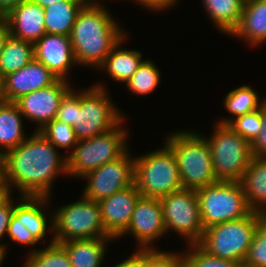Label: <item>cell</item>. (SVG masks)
I'll return each mask as SVG.
<instances>
[{
  "mask_svg": "<svg viewBox=\"0 0 266 267\" xmlns=\"http://www.w3.org/2000/svg\"><path fill=\"white\" fill-rule=\"evenodd\" d=\"M38 132L41 133V135H43L57 149L66 150L67 155L78 143L73 127L57 119H53L47 123Z\"/></svg>",
  "mask_w": 266,
  "mask_h": 267,
  "instance_id": "cell-32",
  "label": "cell"
},
{
  "mask_svg": "<svg viewBox=\"0 0 266 267\" xmlns=\"http://www.w3.org/2000/svg\"><path fill=\"white\" fill-rule=\"evenodd\" d=\"M183 253L160 249H144V267H180Z\"/></svg>",
  "mask_w": 266,
  "mask_h": 267,
  "instance_id": "cell-36",
  "label": "cell"
},
{
  "mask_svg": "<svg viewBox=\"0 0 266 267\" xmlns=\"http://www.w3.org/2000/svg\"><path fill=\"white\" fill-rule=\"evenodd\" d=\"M80 108V89L71 88L62 98L55 119L73 126L76 110Z\"/></svg>",
  "mask_w": 266,
  "mask_h": 267,
  "instance_id": "cell-37",
  "label": "cell"
},
{
  "mask_svg": "<svg viewBox=\"0 0 266 267\" xmlns=\"http://www.w3.org/2000/svg\"><path fill=\"white\" fill-rule=\"evenodd\" d=\"M4 180V162L3 157L0 155V183Z\"/></svg>",
  "mask_w": 266,
  "mask_h": 267,
  "instance_id": "cell-47",
  "label": "cell"
},
{
  "mask_svg": "<svg viewBox=\"0 0 266 267\" xmlns=\"http://www.w3.org/2000/svg\"><path fill=\"white\" fill-rule=\"evenodd\" d=\"M183 249V257L180 260V267H243V264L236 261L218 258L209 254L199 244L186 245Z\"/></svg>",
  "mask_w": 266,
  "mask_h": 267,
  "instance_id": "cell-31",
  "label": "cell"
},
{
  "mask_svg": "<svg viewBox=\"0 0 266 267\" xmlns=\"http://www.w3.org/2000/svg\"><path fill=\"white\" fill-rule=\"evenodd\" d=\"M124 122L109 132L78 140L74 149L66 155L68 176L80 180L103 164L121 157L130 148V130L123 127Z\"/></svg>",
  "mask_w": 266,
  "mask_h": 267,
  "instance_id": "cell-5",
  "label": "cell"
},
{
  "mask_svg": "<svg viewBox=\"0 0 266 267\" xmlns=\"http://www.w3.org/2000/svg\"><path fill=\"white\" fill-rule=\"evenodd\" d=\"M28 253L22 267H71L65 249L54 242L53 236L47 247L44 245V248Z\"/></svg>",
  "mask_w": 266,
  "mask_h": 267,
  "instance_id": "cell-30",
  "label": "cell"
},
{
  "mask_svg": "<svg viewBox=\"0 0 266 267\" xmlns=\"http://www.w3.org/2000/svg\"><path fill=\"white\" fill-rule=\"evenodd\" d=\"M34 59L41 62L58 79H68L71 69L78 67L70 36L45 33L34 43ZM69 74V75H68Z\"/></svg>",
  "mask_w": 266,
  "mask_h": 267,
  "instance_id": "cell-15",
  "label": "cell"
},
{
  "mask_svg": "<svg viewBox=\"0 0 266 267\" xmlns=\"http://www.w3.org/2000/svg\"><path fill=\"white\" fill-rule=\"evenodd\" d=\"M206 138L210 145L213 171L218 181H240L252 159L251 144L227 124L213 125Z\"/></svg>",
  "mask_w": 266,
  "mask_h": 267,
  "instance_id": "cell-9",
  "label": "cell"
},
{
  "mask_svg": "<svg viewBox=\"0 0 266 267\" xmlns=\"http://www.w3.org/2000/svg\"><path fill=\"white\" fill-rule=\"evenodd\" d=\"M240 183L251 211L266 215V158L253 156Z\"/></svg>",
  "mask_w": 266,
  "mask_h": 267,
  "instance_id": "cell-22",
  "label": "cell"
},
{
  "mask_svg": "<svg viewBox=\"0 0 266 267\" xmlns=\"http://www.w3.org/2000/svg\"><path fill=\"white\" fill-rule=\"evenodd\" d=\"M70 82L58 79L54 84L24 94L14 101L25 121L37 125L34 131H40L55 119L62 98L73 87Z\"/></svg>",
  "mask_w": 266,
  "mask_h": 267,
  "instance_id": "cell-14",
  "label": "cell"
},
{
  "mask_svg": "<svg viewBox=\"0 0 266 267\" xmlns=\"http://www.w3.org/2000/svg\"><path fill=\"white\" fill-rule=\"evenodd\" d=\"M243 267H266V215L258 222Z\"/></svg>",
  "mask_w": 266,
  "mask_h": 267,
  "instance_id": "cell-34",
  "label": "cell"
},
{
  "mask_svg": "<svg viewBox=\"0 0 266 267\" xmlns=\"http://www.w3.org/2000/svg\"><path fill=\"white\" fill-rule=\"evenodd\" d=\"M161 71L151 59H145L137 71L124 85L128 92L136 96H146L157 90L161 83Z\"/></svg>",
  "mask_w": 266,
  "mask_h": 267,
  "instance_id": "cell-29",
  "label": "cell"
},
{
  "mask_svg": "<svg viewBox=\"0 0 266 267\" xmlns=\"http://www.w3.org/2000/svg\"><path fill=\"white\" fill-rule=\"evenodd\" d=\"M227 125H229L236 133H239L251 144L263 127L261 120V108L238 116Z\"/></svg>",
  "mask_w": 266,
  "mask_h": 267,
  "instance_id": "cell-35",
  "label": "cell"
},
{
  "mask_svg": "<svg viewBox=\"0 0 266 267\" xmlns=\"http://www.w3.org/2000/svg\"><path fill=\"white\" fill-rule=\"evenodd\" d=\"M24 117L14 102L0 104V155L18 147L28 136L25 135Z\"/></svg>",
  "mask_w": 266,
  "mask_h": 267,
  "instance_id": "cell-24",
  "label": "cell"
},
{
  "mask_svg": "<svg viewBox=\"0 0 266 267\" xmlns=\"http://www.w3.org/2000/svg\"><path fill=\"white\" fill-rule=\"evenodd\" d=\"M6 253H5V250L3 247L0 246V267H2L4 261H5V258H6Z\"/></svg>",
  "mask_w": 266,
  "mask_h": 267,
  "instance_id": "cell-48",
  "label": "cell"
},
{
  "mask_svg": "<svg viewBox=\"0 0 266 267\" xmlns=\"http://www.w3.org/2000/svg\"><path fill=\"white\" fill-rule=\"evenodd\" d=\"M88 1L55 2L44 7V25L47 34L70 36L82 7Z\"/></svg>",
  "mask_w": 266,
  "mask_h": 267,
  "instance_id": "cell-25",
  "label": "cell"
},
{
  "mask_svg": "<svg viewBox=\"0 0 266 267\" xmlns=\"http://www.w3.org/2000/svg\"><path fill=\"white\" fill-rule=\"evenodd\" d=\"M134 251L129 257L111 267H144V249H135Z\"/></svg>",
  "mask_w": 266,
  "mask_h": 267,
  "instance_id": "cell-41",
  "label": "cell"
},
{
  "mask_svg": "<svg viewBox=\"0 0 266 267\" xmlns=\"http://www.w3.org/2000/svg\"><path fill=\"white\" fill-rule=\"evenodd\" d=\"M262 129L251 143L252 156L266 158V101L261 106Z\"/></svg>",
  "mask_w": 266,
  "mask_h": 267,
  "instance_id": "cell-39",
  "label": "cell"
},
{
  "mask_svg": "<svg viewBox=\"0 0 266 267\" xmlns=\"http://www.w3.org/2000/svg\"><path fill=\"white\" fill-rule=\"evenodd\" d=\"M128 1V0H127ZM131 1V0H129ZM138 6L140 5L141 8L143 7L144 10H149L154 12L163 13V11H167L172 7L178 6L180 0H132Z\"/></svg>",
  "mask_w": 266,
  "mask_h": 267,
  "instance_id": "cell-40",
  "label": "cell"
},
{
  "mask_svg": "<svg viewBox=\"0 0 266 267\" xmlns=\"http://www.w3.org/2000/svg\"><path fill=\"white\" fill-rule=\"evenodd\" d=\"M125 235L133 237L136 249H159L155 244L167 236L160 199L141 196L137 200L129 226L117 240Z\"/></svg>",
  "mask_w": 266,
  "mask_h": 267,
  "instance_id": "cell-13",
  "label": "cell"
},
{
  "mask_svg": "<svg viewBox=\"0 0 266 267\" xmlns=\"http://www.w3.org/2000/svg\"><path fill=\"white\" fill-rule=\"evenodd\" d=\"M34 59V44L12 37L6 40L0 55V76L18 71Z\"/></svg>",
  "mask_w": 266,
  "mask_h": 267,
  "instance_id": "cell-28",
  "label": "cell"
},
{
  "mask_svg": "<svg viewBox=\"0 0 266 267\" xmlns=\"http://www.w3.org/2000/svg\"><path fill=\"white\" fill-rule=\"evenodd\" d=\"M13 192L11 186L5 180L0 183V208L13 197Z\"/></svg>",
  "mask_w": 266,
  "mask_h": 267,
  "instance_id": "cell-42",
  "label": "cell"
},
{
  "mask_svg": "<svg viewBox=\"0 0 266 267\" xmlns=\"http://www.w3.org/2000/svg\"><path fill=\"white\" fill-rule=\"evenodd\" d=\"M128 37L130 36L126 34L121 38L106 56L103 64L97 69L106 72L110 80L113 79L114 82L120 84H126L145 60L141 51L130 50L122 46L126 44L124 42H127Z\"/></svg>",
  "mask_w": 266,
  "mask_h": 267,
  "instance_id": "cell-20",
  "label": "cell"
},
{
  "mask_svg": "<svg viewBox=\"0 0 266 267\" xmlns=\"http://www.w3.org/2000/svg\"><path fill=\"white\" fill-rule=\"evenodd\" d=\"M210 22L217 31L230 35L238 26L244 0H201Z\"/></svg>",
  "mask_w": 266,
  "mask_h": 267,
  "instance_id": "cell-26",
  "label": "cell"
},
{
  "mask_svg": "<svg viewBox=\"0 0 266 267\" xmlns=\"http://www.w3.org/2000/svg\"><path fill=\"white\" fill-rule=\"evenodd\" d=\"M57 80L49 69L33 59L26 66L3 78L4 96L7 102H14L22 95L48 87Z\"/></svg>",
  "mask_w": 266,
  "mask_h": 267,
  "instance_id": "cell-17",
  "label": "cell"
},
{
  "mask_svg": "<svg viewBox=\"0 0 266 267\" xmlns=\"http://www.w3.org/2000/svg\"><path fill=\"white\" fill-rule=\"evenodd\" d=\"M2 18L9 26L12 37L32 42L38 41L45 33L44 8L29 0L10 9Z\"/></svg>",
  "mask_w": 266,
  "mask_h": 267,
  "instance_id": "cell-18",
  "label": "cell"
},
{
  "mask_svg": "<svg viewBox=\"0 0 266 267\" xmlns=\"http://www.w3.org/2000/svg\"><path fill=\"white\" fill-rule=\"evenodd\" d=\"M229 36L250 47L266 43V0H244L240 22Z\"/></svg>",
  "mask_w": 266,
  "mask_h": 267,
  "instance_id": "cell-19",
  "label": "cell"
},
{
  "mask_svg": "<svg viewBox=\"0 0 266 267\" xmlns=\"http://www.w3.org/2000/svg\"><path fill=\"white\" fill-rule=\"evenodd\" d=\"M26 0H0V17L4 16L10 9Z\"/></svg>",
  "mask_w": 266,
  "mask_h": 267,
  "instance_id": "cell-44",
  "label": "cell"
},
{
  "mask_svg": "<svg viewBox=\"0 0 266 267\" xmlns=\"http://www.w3.org/2000/svg\"><path fill=\"white\" fill-rule=\"evenodd\" d=\"M140 197V192L133 183L98 201L102 223L115 241L127 230L135 204Z\"/></svg>",
  "mask_w": 266,
  "mask_h": 267,
  "instance_id": "cell-16",
  "label": "cell"
},
{
  "mask_svg": "<svg viewBox=\"0 0 266 267\" xmlns=\"http://www.w3.org/2000/svg\"><path fill=\"white\" fill-rule=\"evenodd\" d=\"M165 143L172 149L178 164L183 189L197 190L216 183L210 145L195 130H174L167 133Z\"/></svg>",
  "mask_w": 266,
  "mask_h": 267,
  "instance_id": "cell-3",
  "label": "cell"
},
{
  "mask_svg": "<svg viewBox=\"0 0 266 267\" xmlns=\"http://www.w3.org/2000/svg\"><path fill=\"white\" fill-rule=\"evenodd\" d=\"M102 2L89 0L72 27L70 41L78 67L97 70L111 49L128 33Z\"/></svg>",
  "mask_w": 266,
  "mask_h": 267,
  "instance_id": "cell-2",
  "label": "cell"
},
{
  "mask_svg": "<svg viewBox=\"0 0 266 267\" xmlns=\"http://www.w3.org/2000/svg\"><path fill=\"white\" fill-rule=\"evenodd\" d=\"M5 101L3 78L0 76V104H3Z\"/></svg>",
  "mask_w": 266,
  "mask_h": 267,
  "instance_id": "cell-46",
  "label": "cell"
},
{
  "mask_svg": "<svg viewBox=\"0 0 266 267\" xmlns=\"http://www.w3.org/2000/svg\"><path fill=\"white\" fill-rule=\"evenodd\" d=\"M134 156V184L142 197L160 199L183 189L176 157L165 143Z\"/></svg>",
  "mask_w": 266,
  "mask_h": 267,
  "instance_id": "cell-4",
  "label": "cell"
},
{
  "mask_svg": "<svg viewBox=\"0 0 266 267\" xmlns=\"http://www.w3.org/2000/svg\"><path fill=\"white\" fill-rule=\"evenodd\" d=\"M130 148L118 159L107 162L84 175L86 184L82 196L100 201L134 183V156Z\"/></svg>",
  "mask_w": 266,
  "mask_h": 267,
  "instance_id": "cell-12",
  "label": "cell"
},
{
  "mask_svg": "<svg viewBox=\"0 0 266 267\" xmlns=\"http://www.w3.org/2000/svg\"><path fill=\"white\" fill-rule=\"evenodd\" d=\"M204 230L246 217L251 209L240 181H217L196 190Z\"/></svg>",
  "mask_w": 266,
  "mask_h": 267,
  "instance_id": "cell-10",
  "label": "cell"
},
{
  "mask_svg": "<svg viewBox=\"0 0 266 267\" xmlns=\"http://www.w3.org/2000/svg\"><path fill=\"white\" fill-rule=\"evenodd\" d=\"M105 85L100 81L80 89V108L72 126L78 140L109 132L127 117L114 104Z\"/></svg>",
  "mask_w": 266,
  "mask_h": 267,
  "instance_id": "cell-6",
  "label": "cell"
},
{
  "mask_svg": "<svg viewBox=\"0 0 266 267\" xmlns=\"http://www.w3.org/2000/svg\"><path fill=\"white\" fill-rule=\"evenodd\" d=\"M8 237L12 243L28 246L29 249H32L29 252L35 251L37 248L30 247H34L40 242L23 224V197L15 204L14 212L8 225L6 238Z\"/></svg>",
  "mask_w": 266,
  "mask_h": 267,
  "instance_id": "cell-33",
  "label": "cell"
},
{
  "mask_svg": "<svg viewBox=\"0 0 266 267\" xmlns=\"http://www.w3.org/2000/svg\"><path fill=\"white\" fill-rule=\"evenodd\" d=\"M57 207L52 209L54 242L111 237L102 223L98 202L81 195L77 201Z\"/></svg>",
  "mask_w": 266,
  "mask_h": 267,
  "instance_id": "cell-8",
  "label": "cell"
},
{
  "mask_svg": "<svg viewBox=\"0 0 266 267\" xmlns=\"http://www.w3.org/2000/svg\"><path fill=\"white\" fill-rule=\"evenodd\" d=\"M32 3L39 4L41 7H46L55 2H65V1H89V0H29Z\"/></svg>",
  "mask_w": 266,
  "mask_h": 267,
  "instance_id": "cell-45",
  "label": "cell"
},
{
  "mask_svg": "<svg viewBox=\"0 0 266 267\" xmlns=\"http://www.w3.org/2000/svg\"><path fill=\"white\" fill-rule=\"evenodd\" d=\"M50 200L53 201L51 197L23 196V224L44 244L46 236L53 233V214L47 210Z\"/></svg>",
  "mask_w": 266,
  "mask_h": 267,
  "instance_id": "cell-23",
  "label": "cell"
},
{
  "mask_svg": "<svg viewBox=\"0 0 266 267\" xmlns=\"http://www.w3.org/2000/svg\"><path fill=\"white\" fill-rule=\"evenodd\" d=\"M259 92L252 89L251 85H242L229 91L223 98V106L230 117H221L218 124H228L234 118L256 111L261 108L266 98L260 99Z\"/></svg>",
  "mask_w": 266,
  "mask_h": 267,
  "instance_id": "cell-27",
  "label": "cell"
},
{
  "mask_svg": "<svg viewBox=\"0 0 266 267\" xmlns=\"http://www.w3.org/2000/svg\"><path fill=\"white\" fill-rule=\"evenodd\" d=\"M10 29L6 21L0 17V55L3 51L6 40L10 36Z\"/></svg>",
  "mask_w": 266,
  "mask_h": 267,
  "instance_id": "cell-43",
  "label": "cell"
},
{
  "mask_svg": "<svg viewBox=\"0 0 266 267\" xmlns=\"http://www.w3.org/2000/svg\"><path fill=\"white\" fill-rule=\"evenodd\" d=\"M19 196L14 199L13 197L0 208V246L4 248L7 255L8 245L3 242L4 238L7 236L8 225L10 223L11 217L14 212L15 204L22 198Z\"/></svg>",
  "mask_w": 266,
  "mask_h": 267,
  "instance_id": "cell-38",
  "label": "cell"
},
{
  "mask_svg": "<svg viewBox=\"0 0 266 267\" xmlns=\"http://www.w3.org/2000/svg\"><path fill=\"white\" fill-rule=\"evenodd\" d=\"M263 216L261 213L251 211L241 219L210 226L204 230L198 244L213 256L243 264L258 222Z\"/></svg>",
  "mask_w": 266,
  "mask_h": 267,
  "instance_id": "cell-7",
  "label": "cell"
},
{
  "mask_svg": "<svg viewBox=\"0 0 266 267\" xmlns=\"http://www.w3.org/2000/svg\"><path fill=\"white\" fill-rule=\"evenodd\" d=\"M165 229L174 232L185 244H198L203 236L196 190L181 189L160 198Z\"/></svg>",
  "mask_w": 266,
  "mask_h": 267,
  "instance_id": "cell-11",
  "label": "cell"
},
{
  "mask_svg": "<svg viewBox=\"0 0 266 267\" xmlns=\"http://www.w3.org/2000/svg\"><path fill=\"white\" fill-rule=\"evenodd\" d=\"M112 237L70 240L59 243L66 251L71 267H101Z\"/></svg>",
  "mask_w": 266,
  "mask_h": 267,
  "instance_id": "cell-21",
  "label": "cell"
},
{
  "mask_svg": "<svg viewBox=\"0 0 266 267\" xmlns=\"http://www.w3.org/2000/svg\"><path fill=\"white\" fill-rule=\"evenodd\" d=\"M65 154H60L41 133L33 131L18 147L2 156L4 180L19 196L51 197L56 179L61 175L68 177Z\"/></svg>",
  "mask_w": 266,
  "mask_h": 267,
  "instance_id": "cell-1",
  "label": "cell"
}]
</instances>
